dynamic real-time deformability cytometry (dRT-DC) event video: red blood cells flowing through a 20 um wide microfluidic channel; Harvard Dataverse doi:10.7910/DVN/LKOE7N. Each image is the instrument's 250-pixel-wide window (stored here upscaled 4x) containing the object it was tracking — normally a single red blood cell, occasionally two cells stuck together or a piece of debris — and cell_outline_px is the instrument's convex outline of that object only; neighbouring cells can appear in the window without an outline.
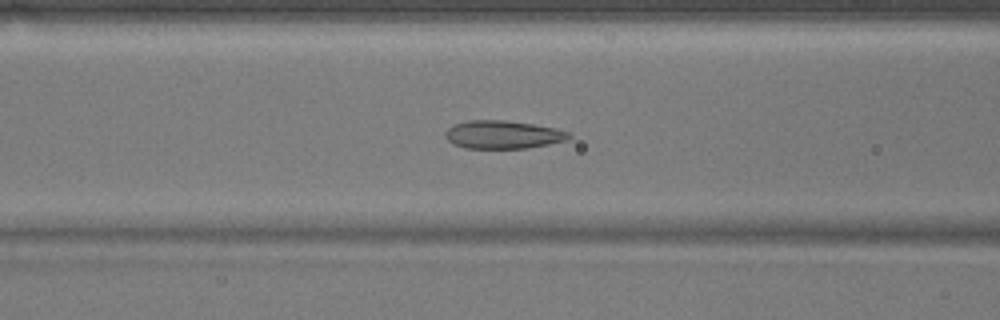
{"species": "common noctule bat (a hibernating species)", "species_latin": "Nyctalus noctula", "temperature_condition": "warm", "stored_images_in_passage": 54, "camera_frame_rate_fps": 3000, "um_per_image_px": 0.085, "animal": {"sex": "male", "body_mass_g": 17.9}, "frame": {"image": 1, "passage_image": 21, "time_ms": 6.667, "image_size_px": [1000, 320], "cell_outline_px": [[572, 136], [564, 140], [548, 144], [528, 148], [464, 148], [452, 144], [444, 136], [444, 132], [452, 124], [468, 120], [504, 120], [532, 124], [556, 128], [568, 132]], "centroid_in_image_um": [42.68, 11.44], "position_along_channel_um": 123.9, "area_um2": 20.29}}
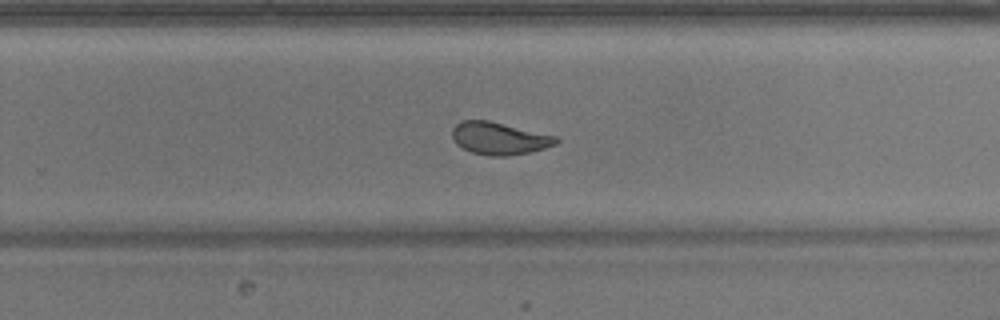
{"frame": {"image": 2, "passage_image": 34, "time_ms": 11.0, "image_size_px": [1000, 320], "cell_outline_px": [[560, 140], [556, 144], [544, 148], [528, 152], [508, 156], [488, 156], [472, 152], [456, 144], [452, 136], [452, 128], [460, 120], [488, 120], [556, 136]], "centroid_in_image_um": [42.41, 11.76], "position_along_channel_um": 287.4, "area_um2": 19.54}}
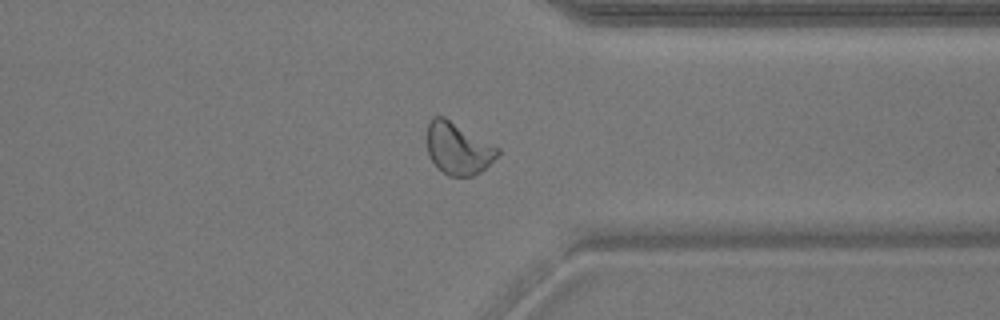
{"frame": {"image": 3, "passage_image": 41, "time_ms": 13.333, "image_size_px": [1000, 320], "cell_outline_px": [[500, 152], [480, 172], [472, 176], [448, 176], [428, 156], [424, 136], [428, 124], [432, 116], [444, 116], [500, 148]], "centroid_in_image_um": [38.88, 12.58], "position_along_channel_um": 372.5, "area_um2": 21.5}, "authors_computed_cell_mechanics": {"area_um2": 21.5305, "velocity_mm_per_s": 3.7887, "shape_relaxation_time_tau1_ms": 8.0571, "shape_relaxation_time_tau2_ms": 1.1271, "deformation_change_tau1": 0.1846, "deformation_change_tau2": 0.0709}}